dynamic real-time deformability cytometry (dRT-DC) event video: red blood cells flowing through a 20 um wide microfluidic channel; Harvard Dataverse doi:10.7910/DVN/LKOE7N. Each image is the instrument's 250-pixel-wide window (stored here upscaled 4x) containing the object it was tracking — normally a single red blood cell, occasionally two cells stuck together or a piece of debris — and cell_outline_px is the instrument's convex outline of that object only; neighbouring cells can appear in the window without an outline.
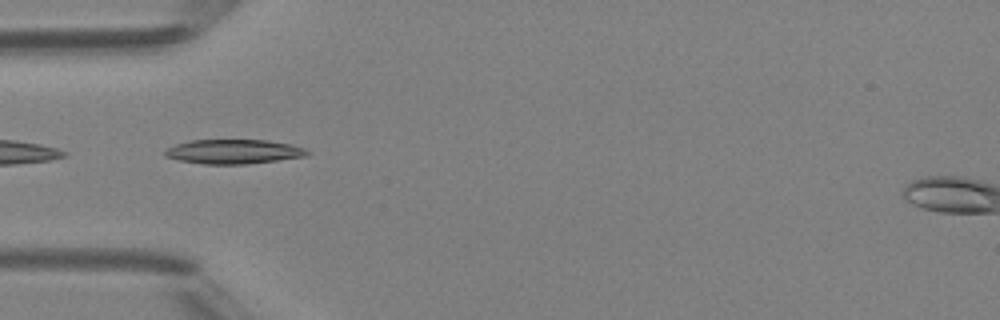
{"species": "Egyptian fruit bat (a non-hibernating species)", "species_latin": "Rousettus aegyptiacus", "temperature_condition": "room temperature", "stored_images_in_passage": 34, "camera_frame_rate_fps": 3000, "um_per_image_px": 0.085, "animal": {"sex": "female"}, "frame": {"image": 1, "passage_image": 1, "time_ms": 0.0, "image_size_px": [1000, 320], "cell_outline_px": [[308, 152], [304, 156], [248, 164], [204, 164], [180, 160], [164, 156], [164, 152], [168, 148], [176, 144], [188, 140], [268, 140], [292, 144], [304, 148]], "centroid_in_image_um": [19.82, 12.88], "position_along_channel_um": 65.2, "area_um2": 20.06}}
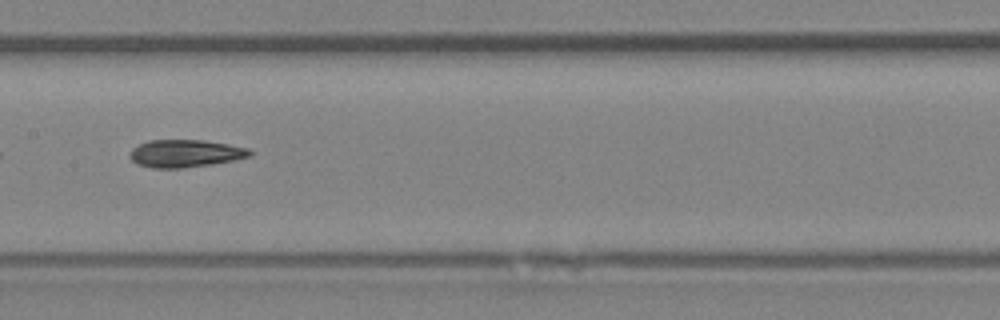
{"frame": {"image": 2, "passage_image": 10, "time_ms": 3.0, "image_size_px": [1000, 320], "cell_outline_px": [[252, 152], [248, 156], [232, 160], [212, 164], [184, 168], [152, 168], [136, 164], [128, 156], [132, 148], [148, 140], [204, 140], [228, 144], [248, 148]], "centroid_in_image_um": [15.69, 13.04], "position_along_channel_um": 191.7, "area_um2": 19.25}}
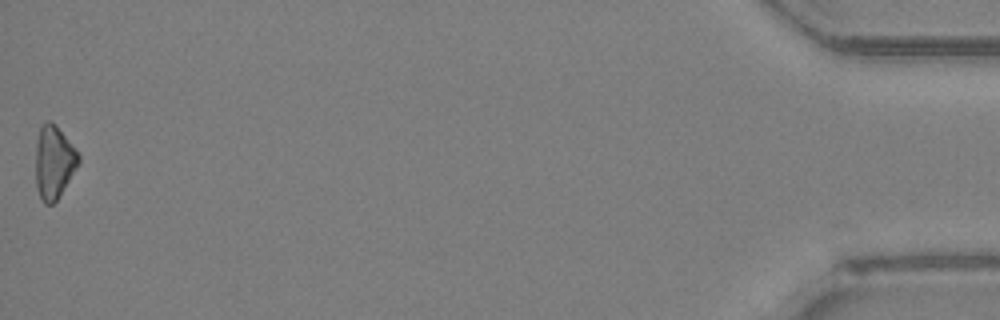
{"frame": {"image": 3, "passage_image": 34, "time_ms": 11.0, "image_size_px": [1000, 320], "cell_outline_px": [[80, 160], [56, 200], [52, 204], [44, 204], [36, 188], [36, 140], [40, 128], [44, 120], [52, 120], [56, 124], [80, 156]], "centroid_in_image_um": [4.54, 13.73], "position_along_channel_um": 430.7, "area_um2": 17.98}, "authors_computed_cell_mechanics": {"area_um2": 18.7561, "velocity_mm_per_s": 4.2423, "shape_relaxation_time_tau1_ms": 6.542, "shape_relaxation_time_tau2_ms": 6.7165, "deformation_change_tau1": 0.2164, "deformation_change_tau2": 0.1691}}